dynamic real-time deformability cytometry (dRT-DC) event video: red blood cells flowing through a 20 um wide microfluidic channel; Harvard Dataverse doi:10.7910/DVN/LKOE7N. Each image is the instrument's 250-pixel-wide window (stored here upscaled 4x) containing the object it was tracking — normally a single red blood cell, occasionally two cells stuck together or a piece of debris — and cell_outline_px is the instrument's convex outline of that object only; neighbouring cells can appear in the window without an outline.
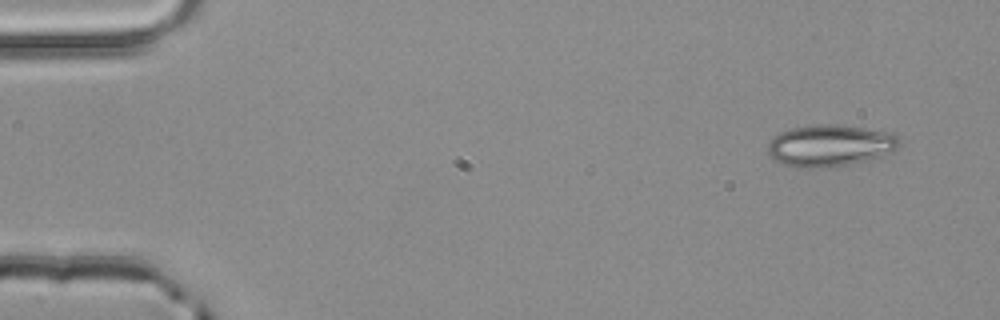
{"species": "common noctule bat (a hibernating species)", "species_latin": "Nyctalus noctula", "temperature_condition": "room temperature", "stored_images_in_passage": 4, "camera_frame_rate_fps": 3000, "um_per_image_px": 0.085, "animal": {"sex": "male", "body_mass_g": 20.4}, "frame": {"image": 1, "passage_image": 1, "time_ms": 0.0, "image_size_px": [1000, 320], "cell_outline_px": [[900, 144], [892, 152], [876, 160], [824, 168], [796, 168], [772, 160], [768, 152], [768, 144], [780, 132], [792, 128], [812, 124], [836, 124], [864, 128], [884, 132], [896, 136], [900, 140]], "centroid_in_image_um": [70.55, 12.4], "position_along_channel_um": 14.5, "area_um2": 32.31}}